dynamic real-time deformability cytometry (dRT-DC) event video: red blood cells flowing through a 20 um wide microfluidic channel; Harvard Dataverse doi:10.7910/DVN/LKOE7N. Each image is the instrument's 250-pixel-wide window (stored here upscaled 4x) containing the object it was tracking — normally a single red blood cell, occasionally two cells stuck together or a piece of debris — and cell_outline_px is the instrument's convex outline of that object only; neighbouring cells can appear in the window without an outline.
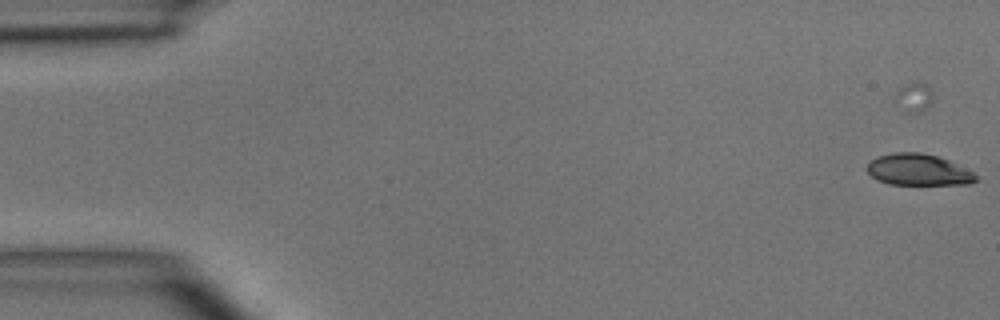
{"species": "common noctule bat (a hibernating species)", "species_latin": "Nyctalus noctula", "temperature_condition": "room temperature", "stored_images_in_passage": 5, "camera_frame_rate_fps": 3000, "um_per_image_px": 0.085, "animal": {"sex": "male", "body_mass_g": 15.6}, "frame": {"image": 1, "passage_image": 1, "time_ms": 0.0, "image_size_px": [1000, 320], "cell_outline_px": [[976, 180], [968, 184], [888, 184], [876, 180], [868, 172], [868, 164], [876, 156], [892, 152], [920, 152], [936, 156], [948, 160], [972, 172], [976, 176]], "centroid_in_image_um": [78.0, 14.42], "position_along_channel_um": 7.0, "area_um2": 19.71}}
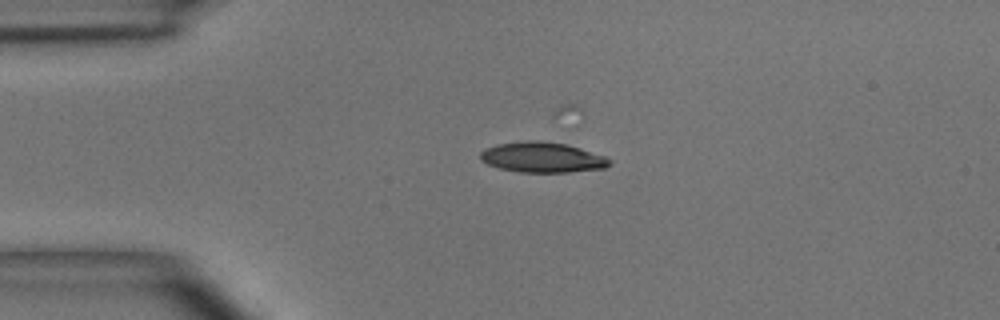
{"frame": {"image": 2, "passage_image": 4, "time_ms": 3.667, "image_size_px": [1000, 320], "cell_outline_px": [[612, 164], [604, 168], [568, 172], [520, 172], [500, 168], [488, 164], [480, 160], [480, 152], [484, 148], [496, 144], [528, 140], [536, 140], [568, 144], [604, 156], [612, 160]], "centroid_in_image_um": [46.08, 13.37], "position_along_channel_um": 38.9, "area_um2": 22.89}}
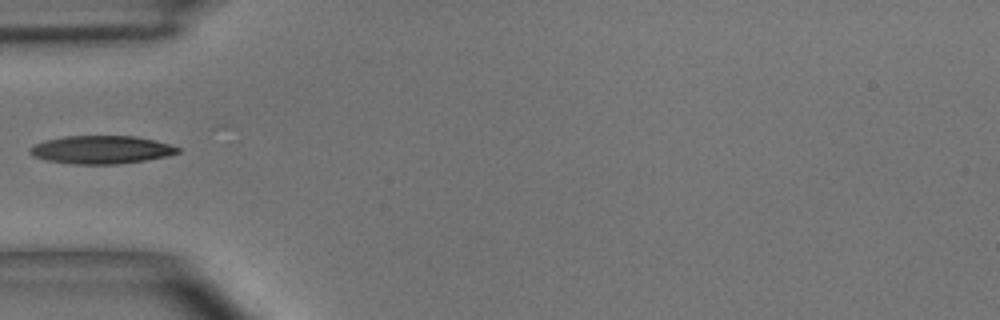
{"frame": {"image": 3, "passage_image": 5, "time_ms": 5.333, "image_size_px": [1000, 320], "cell_outline_px": [[180, 152], [168, 156], [120, 164], [72, 164], [48, 160], [36, 156], [28, 152], [28, 148], [32, 144], [44, 140], [64, 136], [136, 136], [168, 144], [180, 148]], "centroid_in_image_um": [8.57, 12.72], "position_along_channel_um": 76.4, "area_um2": 24.16}}